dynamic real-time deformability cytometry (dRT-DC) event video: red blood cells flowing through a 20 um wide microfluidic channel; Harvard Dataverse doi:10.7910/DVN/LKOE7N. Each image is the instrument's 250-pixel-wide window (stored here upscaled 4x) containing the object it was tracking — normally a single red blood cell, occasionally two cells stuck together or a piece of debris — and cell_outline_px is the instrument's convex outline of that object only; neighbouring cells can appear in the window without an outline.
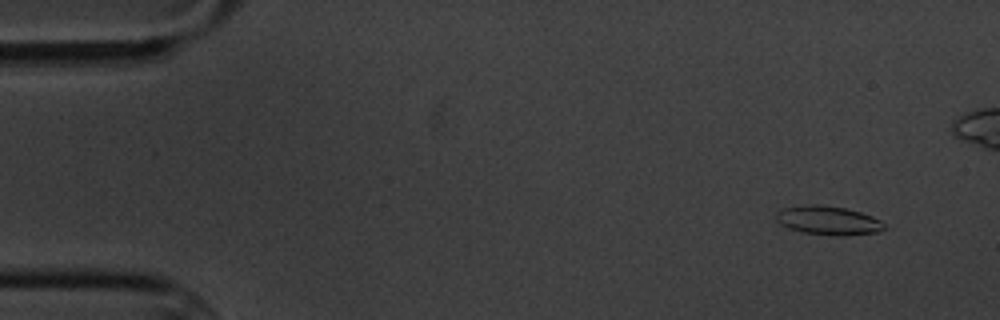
{"species": "common noctule bat (a hibernating species)", "species_latin": "Nyctalus noctula", "temperature_condition": "cold", "stored_images_in_passage": 6, "camera_frame_rate_fps": 3000, "um_per_image_px": 0.085, "animal": {"sex": "male", "body_mass_g": 20.1, "forearm_length_mm": 53.5}, "frame": {"image": 1, "passage_image": 2, "time_ms": 1.333, "image_size_px": [1000, 320], "cell_outline_px": [[884, 228], [876, 232], [848, 236], [836, 236], [804, 232], [788, 228], [780, 224], [776, 220], [776, 212], [780, 208], [808, 204], [816, 204], [844, 208], [860, 212], [872, 216], [880, 220], [884, 224]], "centroid_in_image_um": [70.36, 18.73], "position_along_channel_um": 14.6, "area_um2": 18.21}}